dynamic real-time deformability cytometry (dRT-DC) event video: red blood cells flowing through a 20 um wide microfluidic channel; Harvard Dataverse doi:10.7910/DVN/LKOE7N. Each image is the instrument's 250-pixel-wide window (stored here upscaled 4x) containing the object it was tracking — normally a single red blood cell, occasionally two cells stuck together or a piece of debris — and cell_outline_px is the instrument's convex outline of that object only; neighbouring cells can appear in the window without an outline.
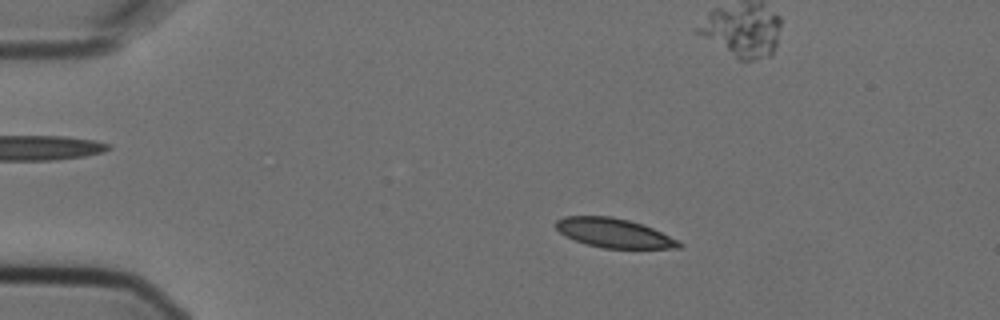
{"species": "Egyptian fruit bat (a non-hibernating species)", "species_latin": "Rousettus aegyptiacus", "temperature_condition": "cold", "stored_images_in_passage": 15, "camera_frame_rate_fps": 3000, "um_per_image_px": 0.085, "animal": {"sex": "female"}, "frame": {"image": 1, "passage_image": 2, "time_ms": 0.333, "image_size_px": [1000, 320], "cell_outline_px": [[684, 244], [680, 248], [604, 248], [588, 244], [564, 236], [556, 228], [556, 220], [564, 216], [612, 216], [628, 220], [652, 228], [680, 240]], "centroid_in_image_um": [52.2, 19.8], "position_along_channel_um": 32.8, "area_um2": 20.87}}
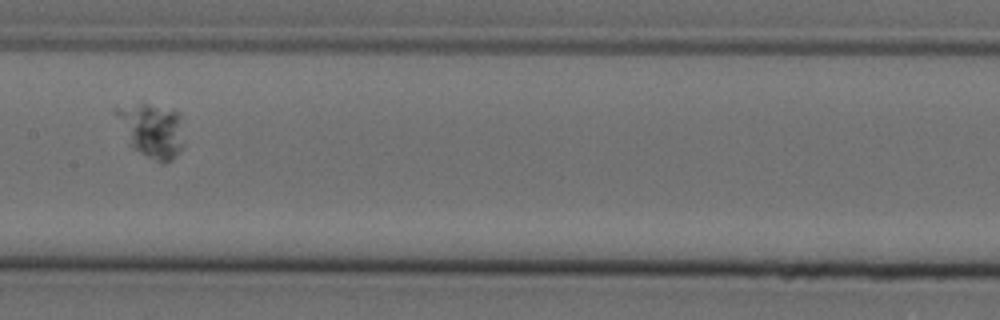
{"frame": {"image": 2, "passage_image": 8, "time_ms": 2.333, "image_size_px": [1000, 320], "cell_outline_px": [[184, 144], [180, 152], [172, 160], [164, 164], [132, 148], [112, 112], [112, 108], [140, 100], [144, 100], [176, 112], [180, 116]], "centroid_in_image_um": [12.85, 11.0], "position_along_channel_um": 194.5, "area_um2": 22.02}}
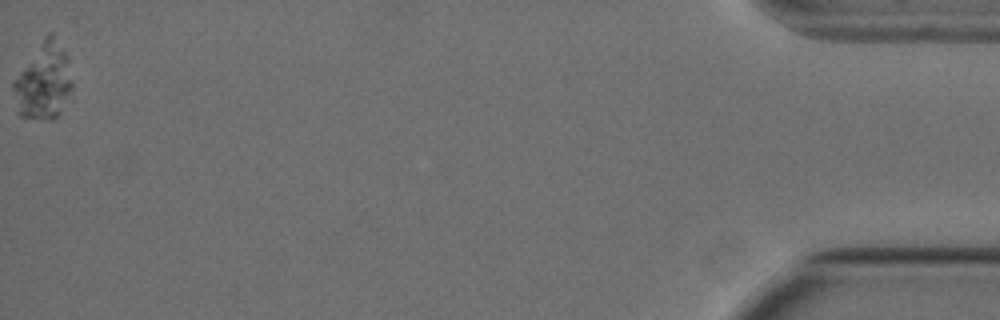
{"frame": {"image": 3, "passage_image": 15, "time_ms": 4.667, "image_size_px": [1000, 320], "cell_outline_px": [[72, 88], [60, 112], [52, 120], [48, 120], [20, 116], [16, 112], [12, 88], [12, 80], [48, 32], [52, 32], [68, 56], [72, 80]], "centroid_in_image_um": [3.68, 6.92], "position_along_channel_um": 431.5, "area_um2": 26.36}}